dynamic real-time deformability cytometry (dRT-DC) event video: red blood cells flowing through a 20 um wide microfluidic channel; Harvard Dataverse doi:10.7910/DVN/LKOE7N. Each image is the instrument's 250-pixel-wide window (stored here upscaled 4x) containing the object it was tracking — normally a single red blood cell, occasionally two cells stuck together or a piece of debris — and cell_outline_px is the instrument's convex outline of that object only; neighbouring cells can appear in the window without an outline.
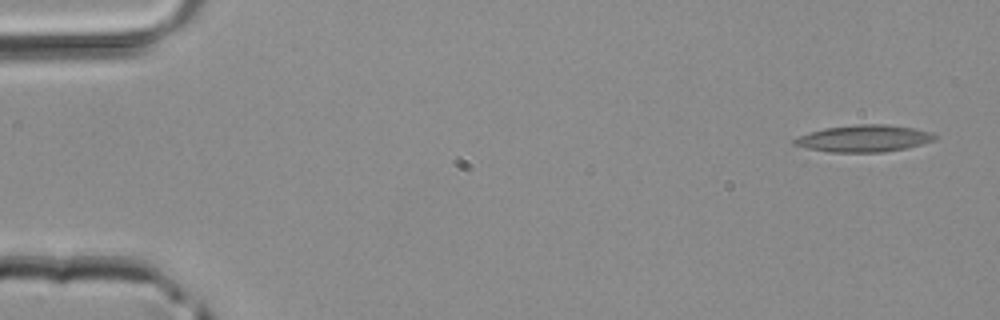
{"species": "common noctule bat (a hibernating species)", "species_latin": "Nyctalus noctula", "temperature_condition": "room temperature", "stored_images_in_passage": 4, "camera_frame_rate_fps": 3000, "um_per_image_px": 0.085, "animal": {"sex": "male", "body_mass_g": 20.4}, "frame": {"image": 1, "passage_image": 1, "time_ms": 0.0, "image_size_px": [1000, 320], "cell_outline_px": [[940, 136], [936, 140], [904, 148], [884, 152], [828, 152], [808, 148], [792, 144], [792, 140], [800, 136], [824, 128], [856, 124], [888, 124], [916, 128], [932, 132]], "centroid_in_image_um": [73.49, 11.76], "position_along_channel_um": 11.5, "area_um2": 22.08}}
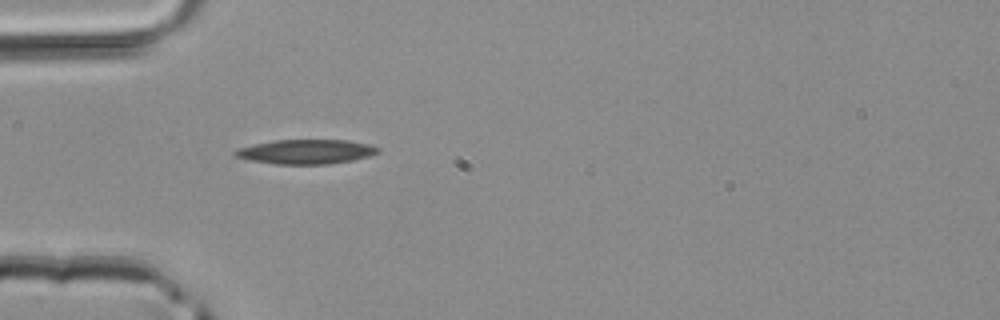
{"frame": {"image": 2, "passage_image": 4, "time_ms": 1.0, "image_size_px": [1000, 320], "cell_outline_px": [[380, 152], [368, 156], [352, 160], [328, 164], [276, 164], [248, 160], [236, 156], [232, 152], [236, 148], [276, 140], [348, 140], [368, 144], [380, 148]], "centroid_in_image_um": [26.0, 12.89], "position_along_channel_um": 59.0, "area_um2": 20.29}}